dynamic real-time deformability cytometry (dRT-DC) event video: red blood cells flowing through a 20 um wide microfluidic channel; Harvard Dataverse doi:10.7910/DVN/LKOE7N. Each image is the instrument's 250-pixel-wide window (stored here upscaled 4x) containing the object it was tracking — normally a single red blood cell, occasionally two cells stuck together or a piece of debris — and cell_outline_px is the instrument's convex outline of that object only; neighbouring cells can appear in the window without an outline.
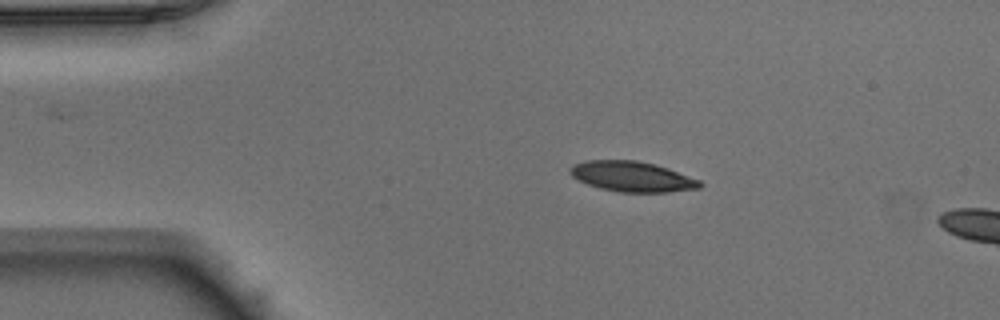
{"species": "Egyptian fruit bat (a non-hibernating species)", "species_latin": "Rousettus aegyptiacus", "temperature_condition": "warm", "stored_images_in_passage": 12, "camera_frame_rate_fps": 3000, "um_per_image_px": 0.085, "animal": {"sex": "male"}, "frame": {"image": 1, "passage_image": 9, "time_ms": 2.667, "image_size_px": [1000, 320], "cell_outline_px": [[704, 184], [700, 188], [668, 192], [620, 192], [600, 188], [588, 184], [572, 176], [568, 172], [568, 168], [572, 164], [584, 160], [636, 160], [656, 164], [668, 168], [700, 180]], "centroid_in_image_um": [53.72, 14.99], "position_along_channel_um": 31.3, "area_um2": 23.06}}